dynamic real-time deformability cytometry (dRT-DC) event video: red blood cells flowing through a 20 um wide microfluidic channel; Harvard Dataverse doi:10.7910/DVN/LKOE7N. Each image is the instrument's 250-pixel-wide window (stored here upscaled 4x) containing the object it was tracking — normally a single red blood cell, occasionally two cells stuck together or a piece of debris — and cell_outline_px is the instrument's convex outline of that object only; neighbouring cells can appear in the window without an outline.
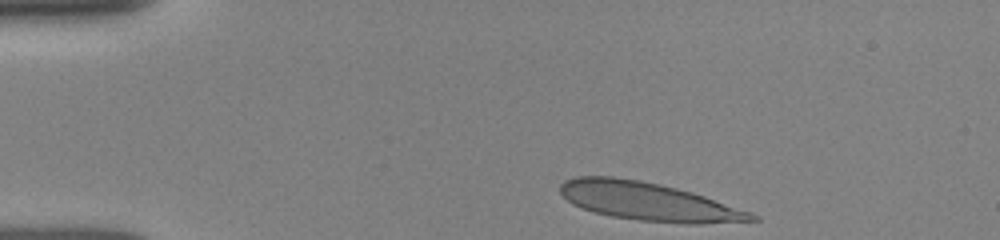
{"species": "human", "species_latin": "Homo sapiens", "temperature_condition": "room temperature", "stored_images_in_passage": 35, "camera_frame_rate_fps": 3000, "um_per_image_px": 0.085, "donor": {"sex": "female"}, "frame": {"image": 1, "passage_image": 1, "time_ms": 0.0, "image_size_px": [1000, 240], "cell_outline_px": [[760, 220], [700, 224], [688, 224], [640, 220], [612, 216], [596, 212], [572, 204], [560, 192], [560, 184], [564, 180], [576, 176], [612, 176], [640, 180], [660, 184], [692, 192], [752, 212], [760, 216]], "centroid_in_image_um": [55.14, 17.12], "position_along_channel_um": 29.9, "area_um2": 42.54}}
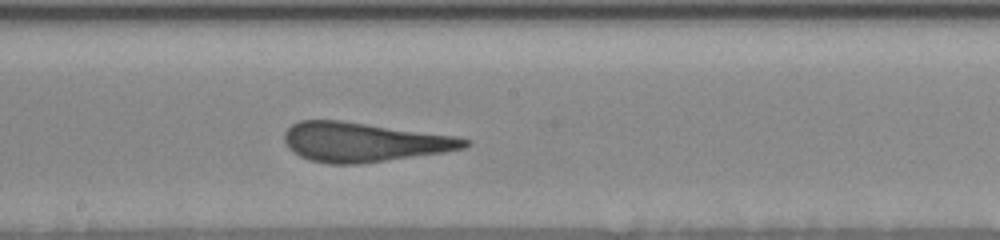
{"frame": {"image": 2, "passage_image": 20, "time_ms": 6.333, "image_size_px": [1000, 240], "cell_outline_px": [[472, 140], [464, 148], [444, 152], [360, 164], [328, 164], [308, 160], [292, 152], [288, 148], [284, 140], [284, 132], [292, 124], [300, 120], [340, 120], [456, 136]], "centroid_in_image_um": [30.88, 12.08], "position_along_channel_um": 217.3, "area_um2": 41.38}}
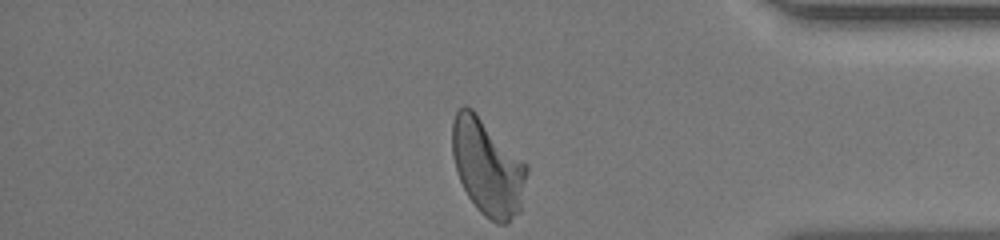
{"frame": {"image": 3, "passage_image": 35, "time_ms": 11.333, "image_size_px": [1000, 240], "cell_outline_px": [[528, 172], [520, 212], [508, 224], [496, 224], [484, 216], [476, 208], [468, 196], [456, 172], [452, 156], [452, 120], [456, 112], [464, 104], [472, 108], [528, 164]], "centroid_in_image_um": [41.45, 14.22], "position_along_channel_um": 393.7, "area_um2": 42.37}, "authors_computed_cell_mechanics": {"area_um2": 41.4426, "velocity_mm_per_s": 3.9365, "shape_relaxation_time_tau1_ms": 4.378, "shape_relaxation_time_tau2_ms": null, "deformation_change_tau1": 0.1946, "deformation_change_tau2": null}}